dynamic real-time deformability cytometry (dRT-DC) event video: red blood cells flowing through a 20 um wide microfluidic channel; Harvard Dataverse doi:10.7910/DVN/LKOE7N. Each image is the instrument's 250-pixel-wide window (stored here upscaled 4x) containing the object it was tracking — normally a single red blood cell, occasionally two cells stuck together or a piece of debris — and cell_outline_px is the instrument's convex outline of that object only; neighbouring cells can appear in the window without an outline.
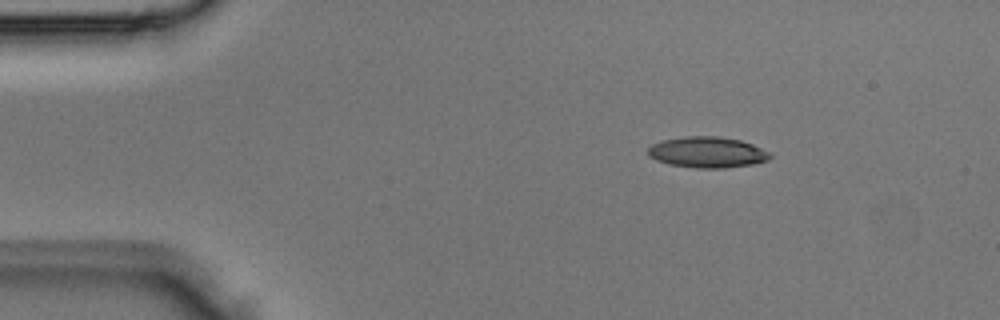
{"species": "Egyptian fruit bat (a non-hibernating species)", "species_latin": "Rousettus aegyptiacus", "temperature_condition": "room temperature", "stored_images_in_passage": 3, "camera_frame_rate_fps": 3000, "um_per_image_px": 0.085, "animal": {"sex": "male"}, "frame": {"image": 1, "passage_image": 1, "time_ms": 0.0, "image_size_px": [1000, 320], "cell_outline_px": [[772, 156], [768, 160], [752, 164], [724, 168], [696, 168], [668, 164], [656, 160], [648, 156], [648, 148], [652, 144], [660, 140], [684, 136], [716, 136], [740, 140], [752, 144], [772, 152]], "centroid_in_image_um": [60.11, 12.94], "position_along_channel_um": 24.9, "area_um2": 22.2}}
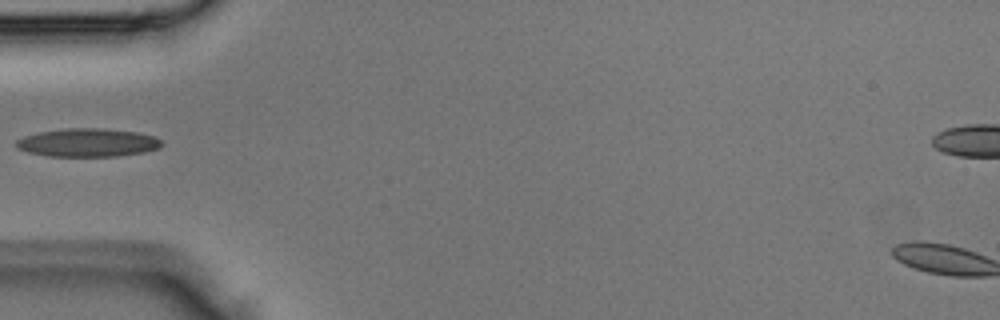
{"frame": {"image": 2, "passage_image": 3, "time_ms": 0.667, "image_size_px": [1000, 320], "cell_outline_px": [[164, 144], [160, 148], [144, 152], [116, 156], [48, 156], [28, 152], [16, 148], [16, 140], [24, 136], [36, 132], [68, 128], [104, 128], [136, 132], [156, 136]], "centroid_in_image_um": [7.46, 12.12], "position_along_channel_um": 77.5, "area_um2": 24.16}}